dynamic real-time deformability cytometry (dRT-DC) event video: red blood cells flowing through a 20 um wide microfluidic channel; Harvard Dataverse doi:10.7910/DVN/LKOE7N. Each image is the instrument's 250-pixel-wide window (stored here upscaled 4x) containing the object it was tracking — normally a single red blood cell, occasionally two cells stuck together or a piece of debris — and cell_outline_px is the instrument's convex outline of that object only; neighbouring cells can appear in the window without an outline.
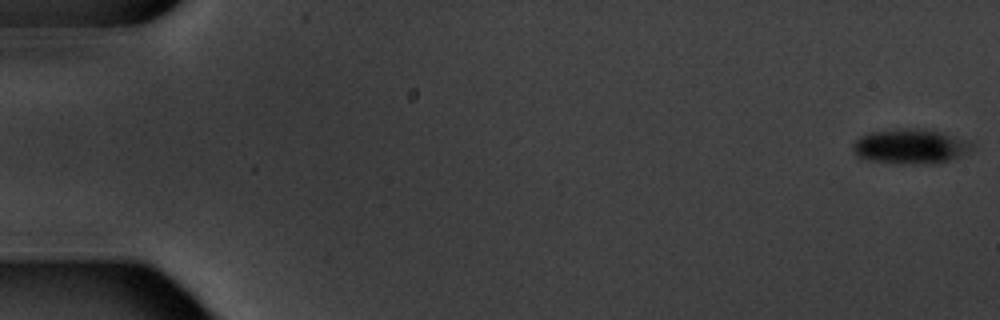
{"species": "common noctule bat (a hibernating species)", "species_latin": "Nyctalus noctula", "temperature_condition": "warm", "stored_images_in_passage": 6, "segment_of_instrument_passage": [1, 2], "camera_frame_rate_fps": 3000, "um_per_image_px": 0.085, "animal": {"sex": "male", "body_mass_g": 20.1, "forearm_length_mm": 53.5}, "frame": {"image": 1, "passage_image": 1, "time_ms": 0.0, "image_size_px": [1000, 320], "cell_outline_px": [[976, 148], [960, 156], [940, 164], [892, 164], [868, 160], [860, 156], [852, 148], [852, 144], [860, 136], [868, 132], [896, 128], [920, 128], [944, 132], [976, 140]], "centroid_in_image_um": [77.51, 12.43], "position_along_channel_um": 7.5, "area_um2": 25.26}}